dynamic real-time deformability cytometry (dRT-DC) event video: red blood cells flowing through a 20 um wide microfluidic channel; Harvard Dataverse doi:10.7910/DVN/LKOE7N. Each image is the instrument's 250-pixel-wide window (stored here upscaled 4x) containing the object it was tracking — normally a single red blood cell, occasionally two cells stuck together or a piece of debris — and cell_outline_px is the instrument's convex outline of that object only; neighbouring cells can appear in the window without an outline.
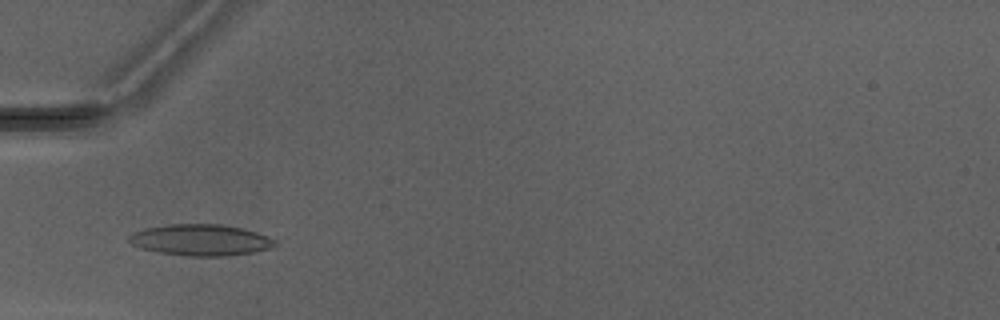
{"species": "Egyptian fruit bat (a non-hibernating species)", "species_latin": "Rousettus aegyptiacus", "temperature_condition": "warm", "stored_images_in_passage": 3, "camera_frame_rate_fps": 3000, "um_per_image_px": 0.085, "animal": {"sex": "male"}, "frame": {"image": 1, "passage_image": 3, "time_ms": 2.333, "image_size_px": [1000, 320], "cell_outline_px": [[280, 244], [272, 248], [256, 252], [228, 256], [188, 256], [160, 252], [140, 248], [132, 244], [128, 240], [128, 236], [132, 232], [144, 228], [168, 224], [220, 224], [244, 228], [268, 236], [276, 240]], "centroid_in_image_um": [17.1, 20.4], "position_along_channel_um": 67.9, "area_um2": 26.99}}